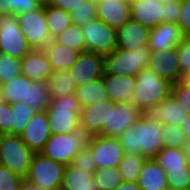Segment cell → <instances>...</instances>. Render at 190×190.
<instances>
[{
	"instance_id": "17",
	"label": "cell",
	"mask_w": 190,
	"mask_h": 190,
	"mask_svg": "<svg viewBox=\"0 0 190 190\" xmlns=\"http://www.w3.org/2000/svg\"><path fill=\"white\" fill-rule=\"evenodd\" d=\"M143 115L162 124L170 123L181 127L188 116L171 95L157 105L147 107L143 111Z\"/></svg>"
},
{
	"instance_id": "48",
	"label": "cell",
	"mask_w": 190,
	"mask_h": 190,
	"mask_svg": "<svg viewBox=\"0 0 190 190\" xmlns=\"http://www.w3.org/2000/svg\"><path fill=\"white\" fill-rule=\"evenodd\" d=\"M164 22L178 24L181 15V0L164 4Z\"/></svg>"
},
{
	"instance_id": "7",
	"label": "cell",
	"mask_w": 190,
	"mask_h": 190,
	"mask_svg": "<svg viewBox=\"0 0 190 190\" xmlns=\"http://www.w3.org/2000/svg\"><path fill=\"white\" fill-rule=\"evenodd\" d=\"M35 153L19 135L0 134V165L26 178Z\"/></svg>"
},
{
	"instance_id": "1",
	"label": "cell",
	"mask_w": 190,
	"mask_h": 190,
	"mask_svg": "<svg viewBox=\"0 0 190 190\" xmlns=\"http://www.w3.org/2000/svg\"><path fill=\"white\" fill-rule=\"evenodd\" d=\"M163 124L144 115L119 137L125 154L154 158L163 148Z\"/></svg>"
},
{
	"instance_id": "11",
	"label": "cell",
	"mask_w": 190,
	"mask_h": 190,
	"mask_svg": "<svg viewBox=\"0 0 190 190\" xmlns=\"http://www.w3.org/2000/svg\"><path fill=\"white\" fill-rule=\"evenodd\" d=\"M86 44V51L103 56L111 53L117 46L116 29L99 19H94L81 26Z\"/></svg>"
},
{
	"instance_id": "53",
	"label": "cell",
	"mask_w": 190,
	"mask_h": 190,
	"mask_svg": "<svg viewBox=\"0 0 190 190\" xmlns=\"http://www.w3.org/2000/svg\"><path fill=\"white\" fill-rule=\"evenodd\" d=\"M183 152L187 156V160H190V140H187V142L182 147Z\"/></svg>"
},
{
	"instance_id": "14",
	"label": "cell",
	"mask_w": 190,
	"mask_h": 190,
	"mask_svg": "<svg viewBox=\"0 0 190 190\" xmlns=\"http://www.w3.org/2000/svg\"><path fill=\"white\" fill-rule=\"evenodd\" d=\"M148 69L172 84L183 79L176 47L162 51L151 50L148 60Z\"/></svg>"
},
{
	"instance_id": "44",
	"label": "cell",
	"mask_w": 190,
	"mask_h": 190,
	"mask_svg": "<svg viewBox=\"0 0 190 190\" xmlns=\"http://www.w3.org/2000/svg\"><path fill=\"white\" fill-rule=\"evenodd\" d=\"M181 75L190 72V37H185L176 47Z\"/></svg>"
},
{
	"instance_id": "31",
	"label": "cell",
	"mask_w": 190,
	"mask_h": 190,
	"mask_svg": "<svg viewBox=\"0 0 190 190\" xmlns=\"http://www.w3.org/2000/svg\"><path fill=\"white\" fill-rule=\"evenodd\" d=\"M154 159L166 173L170 169H189L187 156L182 148H162Z\"/></svg>"
},
{
	"instance_id": "58",
	"label": "cell",
	"mask_w": 190,
	"mask_h": 190,
	"mask_svg": "<svg viewBox=\"0 0 190 190\" xmlns=\"http://www.w3.org/2000/svg\"><path fill=\"white\" fill-rule=\"evenodd\" d=\"M21 190H34V189H32V188L25 185Z\"/></svg>"
},
{
	"instance_id": "46",
	"label": "cell",
	"mask_w": 190,
	"mask_h": 190,
	"mask_svg": "<svg viewBox=\"0 0 190 190\" xmlns=\"http://www.w3.org/2000/svg\"><path fill=\"white\" fill-rule=\"evenodd\" d=\"M12 114L11 104L0 103V134L12 135Z\"/></svg>"
},
{
	"instance_id": "40",
	"label": "cell",
	"mask_w": 190,
	"mask_h": 190,
	"mask_svg": "<svg viewBox=\"0 0 190 190\" xmlns=\"http://www.w3.org/2000/svg\"><path fill=\"white\" fill-rule=\"evenodd\" d=\"M24 186L25 178L0 165V190H21Z\"/></svg>"
},
{
	"instance_id": "2",
	"label": "cell",
	"mask_w": 190,
	"mask_h": 190,
	"mask_svg": "<svg viewBox=\"0 0 190 190\" xmlns=\"http://www.w3.org/2000/svg\"><path fill=\"white\" fill-rule=\"evenodd\" d=\"M51 98V104L46 109L51 134H66L78 129L82 106L75 95Z\"/></svg>"
},
{
	"instance_id": "20",
	"label": "cell",
	"mask_w": 190,
	"mask_h": 190,
	"mask_svg": "<svg viewBox=\"0 0 190 190\" xmlns=\"http://www.w3.org/2000/svg\"><path fill=\"white\" fill-rule=\"evenodd\" d=\"M21 61V74L29 80L48 79L53 73L52 66L43 49H32Z\"/></svg>"
},
{
	"instance_id": "30",
	"label": "cell",
	"mask_w": 190,
	"mask_h": 190,
	"mask_svg": "<svg viewBox=\"0 0 190 190\" xmlns=\"http://www.w3.org/2000/svg\"><path fill=\"white\" fill-rule=\"evenodd\" d=\"M51 91L48 87V80L33 81L29 88L28 103L31 109L36 112L46 110L51 104Z\"/></svg>"
},
{
	"instance_id": "8",
	"label": "cell",
	"mask_w": 190,
	"mask_h": 190,
	"mask_svg": "<svg viewBox=\"0 0 190 190\" xmlns=\"http://www.w3.org/2000/svg\"><path fill=\"white\" fill-rule=\"evenodd\" d=\"M32 48L20 30L18 16H0V52L22 59Z\"/></svg>"
},
{
	"instance_id": "13",
	"label": "cell",
	"mask_w": 190,
	"mask_h": 190,
	"mask_svg": "<svg viewBox=\"0 0 190 190\" xmlns=\"http://www.w3.org/2000/svg\"><path fill=\"white\" fill-rule=\"evenodd\" d=\"M68 72L77 87L101 78L104 74V56L83 51Z\"/></svg>"
},
{
	"instance_id": "52",
	"label": "cell",
	"mask_w": 190,
	"mask_h": 190,
	"mask_svg": "<svg viewBox=\"0 0 190 190\" xmlns=\"http://www.w3.org/2000/svg\"><path fill=\"white\" fill-rule=\"evenodd\" d=\"M183 132L188 140H190V115L187 116L186 121L182 125Z\"/></svg>"
},
{
	"instance_id": "56",
	"label": "cell",
	"mask_w": 190,
	"mask_h": 190,
	"mask_svg": "<svg viewBox=\"0 0 190 190\" xmlns=\"http://www.w3.org/2000/svg\"><path fill=\"white\" fill-rule=\"evenodd\" d=\"M163 190H181V189L176 188V187H172V186H167V187L164 188Z\"/></svg>"
},
{
	"instance_id": "18",
	"label": "cell",
	"mask_w": 190,
	"mask_h": 190,
	"mask_svg": "<svg viewBox=\"0 0 190 190\" xmlns=\"http://www.w3.org/2000/svg\"><path fill=\"white\" fill-rule=\"evenodd\" d=\"M151 29L139 22L129 19L124 25L116 30V49L133 50L140 47H148Z\"/></svg>"
},
{
	"instance_id": "39",
	"label": "cell",
	"mask_w": 190,
	"mask_h": 190,
	"mask_svg": "<svg viewBox=\"0 0 190 190\" xmlns=\"http://www.w3.org/2000/svg\"><path fill=\"white\" fill-rule=\"evenodd\" d=\"M97 4L95 1L85 0L70 13L72 23L83 26L96 19Z\"/></svg>"
},
{
	"instance_id": "15",
	"label": "cell",
	"mask_w": 190,
	"mask_h": 190,
	"mask_svg": "<svg viewBox=\"0 0 190 190\" xmlns=\"http://www.w3.org/2000/svg\"><path fill=\"white\" fill-rule=\"evenodd\" d=\"M51 136L46 110L36 112L20 137L34 152L40 153Z\"/></svg>"
},
{
	"instance_id": "24",
	"label": "cell",
	"mask_w": 190,
	"mask_h": 190,
	"mask_svg": "<svg viewBox=\"0 0 190 190\" xmlns=\"http://www.w3.org/2000/svg\"><path fill=\"white\" fill-rule=\"evenodd\" d=\"M43 51L47 56L53 71L69 70L77 61L80 54L79 51L56 43L53 40L43 48Z\"/></svg>"
},
{
	"instance_id": "38",
	"label": "cell",
	"mask_w": 190,
	"mask_h": 190,
	"mask_svg": "<svg viewBox=\"0 0 190 190\" xmlns=\"http://www.w3.org/2000/svg\"><path fill=\"white\" fill-rule=\"evenodd\" d=\"M21 74V61L16 57H11L0 52V84L10 81V79Z\"/></svg>"
},
{
	"instance_id": "4",
	"label": "cell",
	"mask_w": 190,
	"mask_h": 190,
	"mask_svg": "<svg viewBox=\"0 0 190 190\" xmlns=\"http://www.w3.org/2000/svg\"><path fill=\"white\" fill-rule=\"evenodd\" d=\"M90 138L91 136L81 127L71 133L51 134L40 153L68 166L80 150L88 147Z\"/></svg>"
},
{
	"instance_id": "21",
	"label": "cell",
	"mask_w": 190,
	"mask_h": 190,
	"mask_svg": "<svg viewBox=\"0 0 190 190\" xmlns=\"http://www.w3.org/2000/svg\"><path fill=\"white\" fill-rule=\"evenodd\" d=\"M109 100L98 101L94 104L82 107L80 116V127L90 136L100 135L106 124H108Z\"/></svg>"
},
{
	"instance_id": "9",
	"label": "cell",
	"mask_w": 190,
	"mask_h": 190,
	"mask_svg": "<svg viewBox=\"0 0 190 190\" xmlns=\"http://www.w3.org/2000/svg\"><path fill=\"white\" fill-rule=\"evenodd\" d=\"M106 107L108 108V124L100 136L108 138H118L143 116V111L132 102L116 103L109 101Z\"/></svg>"
},
{
	"instance_id": "43",
	"label": "cell",
	"mask_w": 190,
	"mask_h": 190,
	"mask_svg": "<svg viewBox=\"0 0 190 190\" xmlns=\"http://www.w3.org/2000/svg\"><path fill=\"white\" fill-rule=\"evenodd\" d=\"M70 165L92 174L98 169L88 147L80 150L73 158Z\"/></svg>"
},
{
	"instance_id": "54",
	"label": "cell",
	"mask_w": 190,
	"mask_h": 190,
	"mask_svg": "<svg viewBox=\"0 0 190 190\" xmlns=\"http://www.w3.org/2000/svg\"><path fill=\"white\" fill-rule=\"evenodd\" d=\"M182 81H183L184 83L190 85V72L186 73V74L183 76Z\"/></svg>"
},
{
	"instance_id": "36",
	"label": "cell",
	"mask_w": 190,
	"mask_h": 190,
	"mask_svg": "<svg viewBox=\"0 0 190 190\" xmlns=\"http://www.w3.org/2000/svg\"><path fill=\"white\" fill-rule=\"evenodd\" d=\"M93 177L97 183L99 190H114L123 178L118 168H101L93 173Z\"/></svg>"
},
{
	"instance_id": "19",
	"label": "cell",
	"mask_w": 190,
	"mask_h": 190,
	"mask_svg": "<svg viewBox=\"0 0 190 190\" xmlns=\"http://www.w3.org/2000/svg\"><path fill=\"white\" fill-rule=\"evenodd\" d=\"M164 4L158 0H130L131 19L149 29L164 22Z\"/></svg>"
},
{
	"instance_id": "3",
	"label": "cell",
	"mask_w": 190,
	"mask_h": 190,
	"mask_svg": "<svg viewBox=\"0 0 190 190\" xmlns=\"http://www.w3.org/2000/svg\"><path fill=\"white\" fill-rule=\"evenodd\" d=\"M135 82L131 102L142 111L149 106L157 105L171 95L173 84L148 68L142 69L136 75Z\"/></svg>"
},
{
	"instance_id": "57",
	"label": "cell",
	"mask_w": 190,
	"mask_h": 190,
	"mask_svg": "<svg viewBox=\"0 0 190 190\" xmlns=\"http://www.w3.org/2000/svg\"><path fill=\"white\" fill-rule=\"evenodd\" d=\"M161 4H167L169 2H173V1H176V0H158Z\"/></svg>"
},
{
	"instance_id": "12",
	"label": "cell",
	"mask_w": 190,
	"mask_h": 190,
	"mask_svg": "<svg viewBox=\"0 0 190 190\" xmlns=\"http://www.w3.org/2000/svg\"><path fill=\"white\" fill-rule=\"evenodd\" d=\"M88 148L98 169L117 168L124 154L118 138L93 135L90 138Z\"/></svg>"
},
{
	"instance_id": "47",
	"label": "cell",
	"mask_w": 190,
	"mask_h": 190,
	"mask_svg": "<svg viewBox=\"0 0 190 190\" xmlns=\"http://www.w3.org/2000/svg\"><path fill=\"white\" fill-rule=\"evenodd\" d=\"M178 26L184 37H190V0H181V15Z\"/></svg>"
},
{
	"instance_id": "22",
	"label": "cell",
	"mask_w": 190,
	"mask_h": 190,
	"mask_svg": "<svg viewBox=\"0 0 190 190\" xmlns=\"http://www.w3.org/2000/svg\"><path fill=\"white\" fill-rule=\"evenodd\" d=\"M184 38L178 24L163 22L151 29L148 47L151 50L162 51L177 47Z\"/></svg>"
},
{
	"instance_id": "6",
	"label": "cell",
	"mask_w": 190,
	"mask_h": 190,
	"mask_svg": "<svg viewBox=\"0 0 190 190\" xmlns=\"http://www.w3.org/2000/svg\"><path fill=\"white\" fill-rule=\"evenodd\" d=\"M150 51L149 47L115 49L104 56V74L136 77L142 69L148 68Z\"/></svg>"
},
{
	"instance_id": "51",
	"label": "cell",
	"mask_w": 190,
	"mask_h": 190,
	"mask_svg": "<svg viewBox=\"0 0 190 190\" xmlns=\"http://www.w3.org/2000/svg\"><path fill=\"white\" fill-rule=\"evenodd\" d=\"M1 15H11V0H0Z\"/></svg>"
},
{
	"instance_id": "37",
	"label": "cell",
	"mask_w": 190,
	"mask_h": 190,
	"mask_svg": "<svg viewBox=\"0 0 190 190\" xmlns=\"http://www.w3.org/2000/svg\"><path fill=\"white\" fill-rule=\"evenodd\" d=\"M187 137L181 126L176 124H163L162 145L163 148H182L187 142Z\"/></svg>"
},
{
	"instance_id": "16",
	"label": "cell",
	"mask_w": 190,
	"mask_h": 190,
	"mask_svg": "<svg viewBox=\"0 0 190 190\" xmlns=\"http://www.w3.org/2000/svg\"><path fill=\"white\" fill-rule=\"evenodd\" d=\"M96 18L119 29L131 18L130 0H99Z\"/></svg>"
},
{
	"instance_id": "25",
	"label": "cell",
	"mask_w": 190,
	"mask_h": 190,
	"mask_svg": "<svg viewBox=\"0 0 190 190\" xmlns=\"http://www.w3.org/2000/svg\"><path fill=\"white\" fill-rule=\"evenodd\" d=\"M137 183L142 190H163L168 186L167 173L150 158L145 161Z\"/></svg>"
},
{
	"instance_id": "55",
	"label": "cell",
	"mask_w": 190,
	"mask_h": 190,
	"mask_svg": "<svg viewBox=\"0 0 190 190\" xmlns=\"http://www.w3.org/2000/svg\"><path fill=\"white\" fill-rule=\"evenodd\" d=\"M4 102H6V101H5V98L3 96V91H2V88H1V84H0V103H4Z\"/></svg>"
},
{
	"instance_id": "5",
	"label": "cell",
	"mask_w": 190,
	"mask_h": 190,
	"mask_svg": "<svg viewBox=\"0 0 190 190\" xmlns=\"http://www.w3.org/2000/svg\"><path fill=\"white\" fill-rule=\"evenodd\" d=\"M65 165L44 156L33 155L25 185L34 190H57L61 188Z\"/></svg>"
},
{
	"instance_id": "45",
	"label": "cell",
	"mask_w": 190,
	"mask_h": 190,
	"mask_svg": "<svg viewBox=\"0 0 190 190\" xmlns=\"http://www.w3.org/2000/svg\"><path fill=\"white\" fill-rule=\"evenodd\" d=\"M44 3L41 0H11V14L16 16L39 9Z\"/></svg>"
},
{
	"instance_id": "49",
	"label": "cell",
	"mask_w": 190,
	"mask_h": 190,
	"mask_svg": "<svg viewBox=\"0 0 190 190\" xmlns=\"http://www.w3.org/2000/svg\"><path fill=\"white\" fill-rule=\"evenodd\" d=\"M84 1L85 0H52L50 4L71 13L80 3H83Z\"/></svg>"
},
{
	"instance_id": "28",
	"label": "cell",
	"mask_w": 190,
	"mask_h": 190,
	"mask_svg": "<svg viewBox=\"0 0 190 190\" xmlns=\"http://www.w3.org/2000/svg\"><path fill=\"white\" fill-rule=\"evenodd\" d=\"M74 95L82 107L94 104L98 101L109 100L102 77L78 86Z\"/></svg>"
},
{
	"instance_id": "50",
	"label": "cell",
	"mask_w": 190,
	"mask_h": 190,
	"mask_svg": "<svg viewBox=\"0 0 190 190\" xmlns=\"http://www.w3.org/2000/svg\"><path fill=\"white\" fill-rule=\"evenodd\" d=\"M114 190H142L137 182H121Z\"/></svg>"
},
{
	"instance_id": "33",
	"label": "cell",
	"mask_w": 190,
	"mask_h": 190,
	"mask_svg": "<svg viewBox=\"0 0 190 190\" xmlns=\"http://www.w3.org/2000/svg\"><path fill=\"white\" fill-rule=\"evenodd\" d=\"M147 158L144 155L123 154L118 165L123 181L137 182L140 172Z\"/></svg>"
},
{
	"instance_id": "59",
	"label": "cell",
	"mask_w": 190,
	"mask_h": 190,
	"mask_svg": "<svg viewBox=\"0 0 190 190\" xmlns=\"http://www.w3.org/2000/svg\"><path fill=\"white\" fill-rule=\"evenodd\" d=\"M44 4L50 3L52 0H41Z\"/></svg>"
},
{
	"instance_id": "27",
	"label": "cell",
	"mask_w": 190,
	"mask_h": 190,
	"mask_svg": "<svg viewBox=\"0 0 190 190\" xmlns=\"http://www.w3.org/2000/svg\"><path fill=\"white\" fill-rule=\"evenodd\" d=\"M32 82V80L20 74L10 79V81L1 84L5 101L9 104L28 103L29 88Z\"/></svg>"
},
{
	"instance_id": "23",
	"label": "cell",
	"mask_w": 190,
	"mask_h": 190,
	"mask_svg": "<svg viewBox=\"0 0 190 190\" xmlns=\"http://www.w3.org/2000/svg\"><path fill=\"white\" fill-rule=\"evenodd\" d=\"M102 78L109 101L116 103L132 101L136 85L135 77L103 74Z\"/></svg>"
},
{
	"instance_id": "10",
	"label": "cell",
	"mask_w": 190,
	"mask_h": 190,
	"mask_svg": "<svg viewBox=\"0 0 190 190\" xmlns=\"http://www.w3.org/2000/svg\"><path fill=\"white\" fill-rule=\"evenodd\" d=\"M20 30L32 49H43L51 42L47 27L45 4L39 9L18 15Z\"/></svg>"
},
{
	"instance_id": "26",
	"label": "cell",
	"mask_w": 190,
	"mask_h": 190,
	"mask_svg": "<svg viewBox=\"0 0 190 190\" xmlns=\"http://www.w3.org/2000/svg\"><path fill=\"white\" fill-rule=\"evenodd\" d=\"M60 190H99L92 173L71 165L65 167Z\"/></svg>"
},
{
	"instance_id": "42",
	"label": "cell",
	"mask_w": 190,
	"mask_h": 190,
	"mask_svg": "<svg viewBox=\"0 0 190 190\" xmlns=\"http://www.w3.org/2000/svg\"><path fill=\"white\" fill-rule=\"evenodd\" d=\"M168 186L190 190V169H170L167 172Z\"/></svg>"
},
{
	"instance_id": "29",
	"label": "cell",
	"mask_w": 190,
	"mask_h": 190,
	"mask_svg": "<svg viewBox=\"0 0 190 190\" xmlns=\"http://www.w3.org/2000/svg\"><path fill=\"white\" fill-rule=\"evenodd\" d=\"M45 14L51 39L60 35L73 24L70 13L52 6L50 3L45 4Z\"/></svg>"
},
{
	"instance_id": "34",
	"label": "cell",
	"mask_w": 190,
	"mask_h": 190,
	"mask_svg": "<svg viewBox=\"0 0 190 190\" xmlns=\"http://www.w3.org/2000/svg\"><path fill=\"white\" fill-rule=\"evenodd\" d=\"M52 40L56 43L77 50L80 53L86 51L84 34L81 26L77 24H72L69 28L65 29L60 35H57Z\"/></svg>"
},
{
	"instance_id": "35",
	"label": "cell",
	"mask_w": 190,
	"mask_h": 190,
	"mask_svg": "<svg viewBox=\"0 0 190 190\" xmlns=\"http://www.w3.org/2000/svg\"><path fill=\"white\" fill-rule=\"evenodd\" d=\"M12 109V135H21L28 122L32 119L35 110L31 109L26 103L18 102L11 104Z\"/></svg>"
},
{
	"instance_id": "41",
	"label": "cell",
	"mask_w": 190,
	"mask_h": 190,
	"mask_svg": "<svg viewBox=\"0 0 190 190\" xmlns=\"http://www.w3.org/2000/svg\"><path fill=\"white\" fill-rule=\"evenodd\" d=\"M171 96L181 105L187 115H190V85L182 80L173 84Z\"/></svg>"
},
{
	"instance_id": "32",
	"label": "cell",
	"mask_w": 190,
	"mask_h": 190,
	"mask_svg": "<svg viewBox=\"0 0 190 190\" xmlns=\"http://www.w3.org/2000/svg\"><path fill=\"white\" fill-rule=\"evenodd\" d=\"M48 87L51 91V97H61L67 94H74L77 86L70 77L68 70L53 71L48 77Z\"/></svg>"
}]
</instances>
